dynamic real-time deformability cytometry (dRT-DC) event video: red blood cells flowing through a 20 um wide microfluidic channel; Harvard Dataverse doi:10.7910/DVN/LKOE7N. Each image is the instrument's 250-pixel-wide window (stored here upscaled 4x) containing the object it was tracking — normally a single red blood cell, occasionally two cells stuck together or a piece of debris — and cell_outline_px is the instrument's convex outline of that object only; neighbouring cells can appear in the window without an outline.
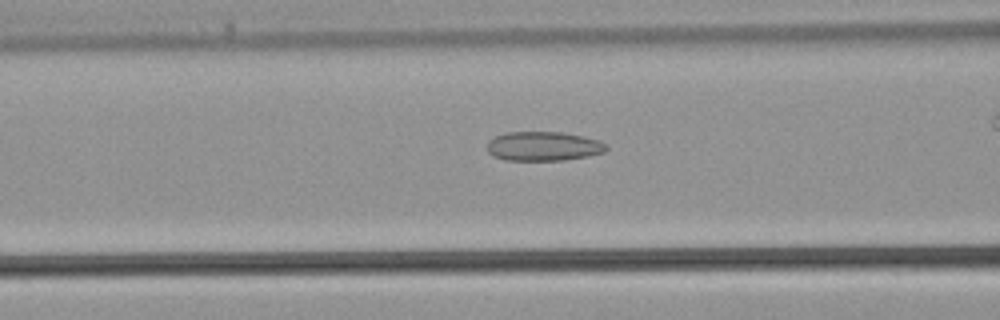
{"species": "common noctule bat (a hibernating species)", "species_latin": "Nyctalus noctula", "temperature_condition": "warm", "stored_images_in_passage": 25, "camera_frame_rate_fps": 3000, "um_per_image_px": 0.085, "animal": {"sex": "male", "body_mass_g": 21.5, "forearm_length_mm": 52.0}, "frame": {"image": 1, "passage_image": 8, "time_ms": 2.333, "image_size_px": [1000, 320], "cell_outline_px": [[608, 148], [604, 152], [588, 156], [564, 160], [504, 160], [492, 156], [488, 152], [488, 140], [504, 132], [564, 132], [584, 136], [600, 140]], "centroid_in_image_um": [46.18, 12.42], "position_along_channel_um": 120.4, "area_um2": 20.46}}
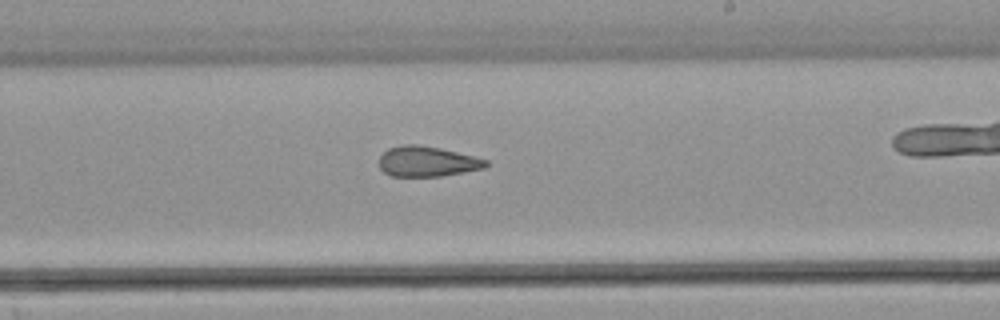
{"frame": {"image": 2, "passage_image": 16, "time_ms": 5.0, "image_size_px": [1000, 320], "cell_outline_px": [[488, 164], [484, 168], [464, 172], [440, 176], [392, 176], [384, 172], [380, 168], [380, 156], [388, 148], [404, 144], [416, 144], [440, 148], [488, 160]], "centroid_in_image_um": [36.29, 13.72], "position_along_channel_um": 252.7, "area_um2": 18.67}}
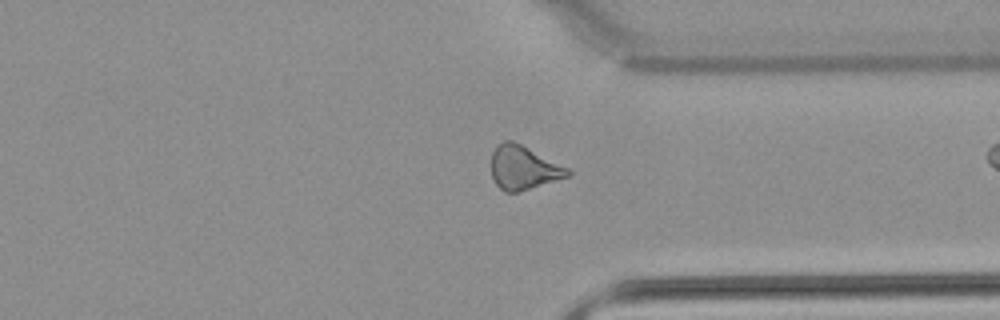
{"frame": {"image": 3, "passage_image": 23, "time_ms": 7.333, "image_size_px": [1000, 320], "cell_outline_px": [[572, 172], [568, 176], [520, 192], [504, 192], [496, 184], [492, 176], [492, 152], [496, 144], [504, 140], [512, 140], [568, 168]], "centroid_in_image_um": [44.46, 14.26], "position_along_channel_um": 366.9, "area_um2": 19.31}}